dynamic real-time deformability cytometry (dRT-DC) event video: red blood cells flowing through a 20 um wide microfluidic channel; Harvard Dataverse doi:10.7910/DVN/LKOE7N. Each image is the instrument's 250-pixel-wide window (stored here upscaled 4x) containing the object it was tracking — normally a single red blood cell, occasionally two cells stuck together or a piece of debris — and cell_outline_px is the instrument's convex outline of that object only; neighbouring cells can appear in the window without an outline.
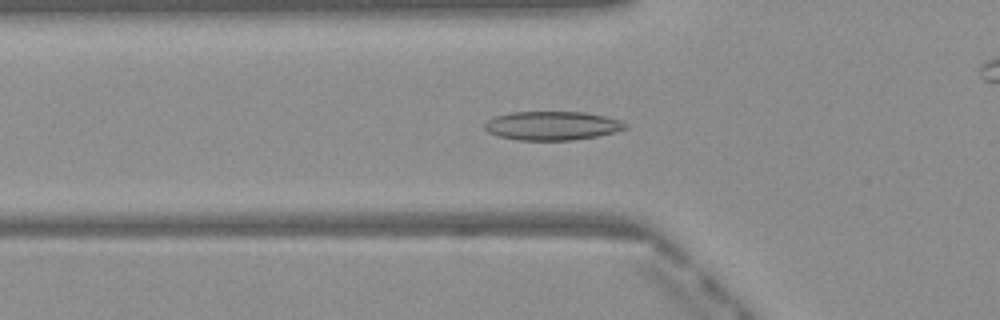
{"species": "Egyptian fruit bat (a non-hibernating species)", "species_latin": "Rousettus aegyptiacus", "temperature_condition": "warm", "stored_images_in_passage": 47, "camera_frame_rate_fps": 3000, "um_per_image_px": 0.085, "frame": {"image": 1, "passage_image": 17, "time_ms": 5.333, "image_size_px": [1000, 320], "cell_outline_px": [[628, 128], [616, 132], [596, 136], [572, 140], [516, 140], [496, 136], [488, 132], [484, 128], [484, 124], [488, 120], [496, 116], [512, 112], [584, 112], [604, 116], [620, 120], [628, 124]], "centroid_in_image_um": [46.94, 10.69], "position_along_channel_um": 78.9, "area_um2": 23.7}}
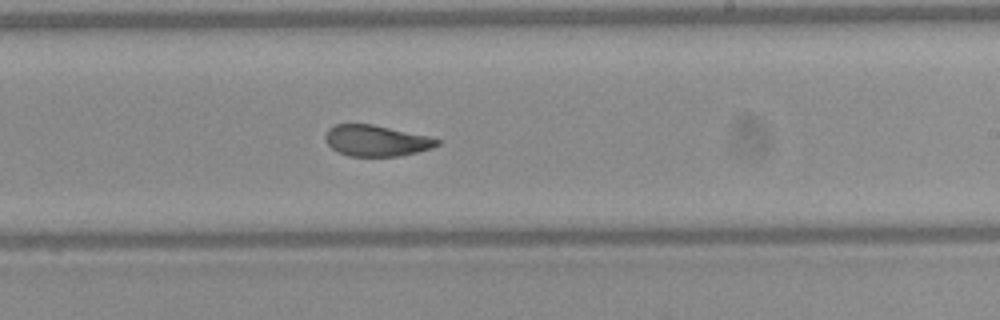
{"frame": {"image": 2, "passage_image": 30, "time_ms": 9.667, "image_size_px": [1000, 320], "cell_outline_px": [[440, 144], [432, 148], [400, 156], [348, 156], [332, 148], [328, 144], [324, 136], [328, 128], [336, 124], [372, 124], [428, 136], [440, 140]], "centroid_in_image_um": [31.98, 11.95], "position_along_channel_um": 257.0, "area_um2": 20.11}}
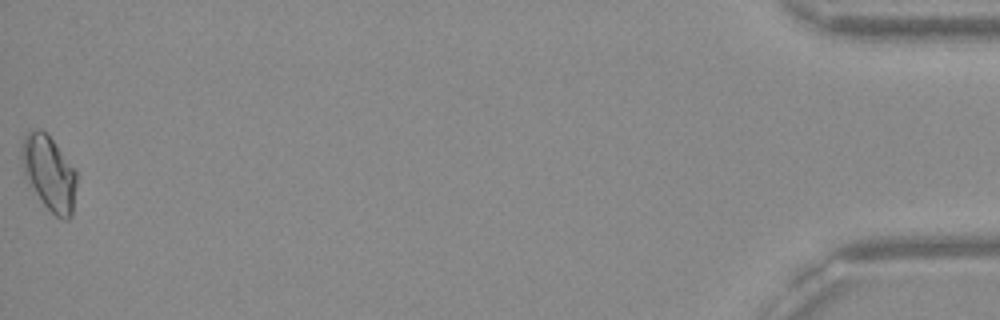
{"frame": {"image": 3, "passage_image": 47, "time_ms": 15.333, "image_size_px": [1000, 320], "cell_outline_px": [[76, 184], [72, 216], [68, 220], [60, 220], [44, 204], [36, 192], [24, 172], [20, 156], [24, 136], [28, 128], [36, 128], [44, 132], [52, 140], [76, 172]], "centroid_in_image_um": [4.17, 14.7], "position_along_channel_um": 431.0, "area_um2": 23.41}, "authors_computed_cell_mechanics": {"area_um2": 21.6172, "velocity_mm_per_s": 4.0972, "shape_relaxation_time_tau1_ms": null, "shape_relaxation_time_tau2_ms": 2.0357, "deformation_change_tau1": null, "deformation_change_tau2": 0.0845}}